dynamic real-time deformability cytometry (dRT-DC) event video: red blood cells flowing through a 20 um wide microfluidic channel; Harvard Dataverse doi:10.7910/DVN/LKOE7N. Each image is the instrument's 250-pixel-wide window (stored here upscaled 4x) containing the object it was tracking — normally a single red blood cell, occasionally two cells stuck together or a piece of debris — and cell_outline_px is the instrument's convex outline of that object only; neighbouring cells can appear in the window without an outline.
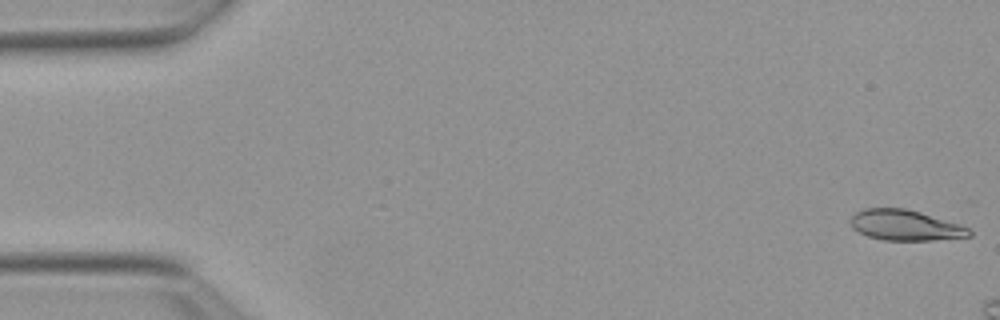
{"species": "Egyptian fruit bat (a non-hibernating species)", "species_latin": "Rousettus aegyptiacus", "temperature_condition": "warm", "stored_images_in_passage": 8, "camera_frame_rate_fps": 3000, "um_per_image_px": 0.085, "animal": {"sex": "female"}, "frame": {"image": 1, "passage_image": 1, "time_ms": 0.0, "image_size_px": [1000, 320], "cell_outline_px": [[972, 236], [932, 240], [884, 240], [868, 236], [852, 228], [852, 216], [856, 212], [864, 208], [904, 208], [920, 212], [960, 224], [968, 228], [972, 232]], "centroid_in_image_um": [76.96, 19.14], "position_along_channel_um": 8.0, "area_um2": 20.92}}